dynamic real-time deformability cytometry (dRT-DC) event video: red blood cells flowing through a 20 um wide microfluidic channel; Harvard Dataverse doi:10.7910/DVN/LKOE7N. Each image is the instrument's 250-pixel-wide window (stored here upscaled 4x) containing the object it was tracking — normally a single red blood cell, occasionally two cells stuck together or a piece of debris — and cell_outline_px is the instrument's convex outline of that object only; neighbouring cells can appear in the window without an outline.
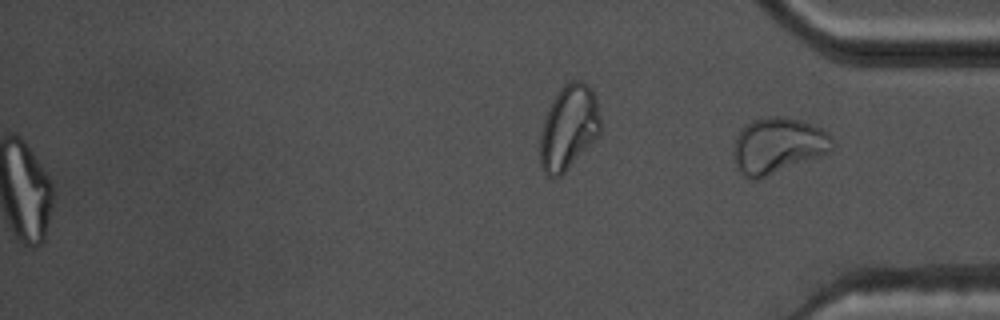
{"species": "common noctule bat (a hibernating species)", "species_latin": "Nyctalus noctula", "temperature_condition": "warm", "stored_images_in_passage": 55, "segment_of_instrument_passage": [2, 2], "camera_frame_rate_fps": 3000, "um_per_image_px": 0.085, "animal": {"sex": "male", "body_mass_g": 17.5, "forearm_length_mm": 52.3}, "frame": {"image": 1, "passage_image": 55, "time_ms": 18.0, "image_size_px": [1000, 320], "cell_outline_px": [[832, 152], [756, 180], [752, 180], [744, 176], [740, 172], [736, 164], [732, 152], [736, 136], [752, 120], [768, 116], [788, 116], [812, 124], [828, 132], [832, 136]], "centroid_in_image_um": [66.14, 12.37], "position_along_channel_um": 369.1, "area_um2": 32.25}}